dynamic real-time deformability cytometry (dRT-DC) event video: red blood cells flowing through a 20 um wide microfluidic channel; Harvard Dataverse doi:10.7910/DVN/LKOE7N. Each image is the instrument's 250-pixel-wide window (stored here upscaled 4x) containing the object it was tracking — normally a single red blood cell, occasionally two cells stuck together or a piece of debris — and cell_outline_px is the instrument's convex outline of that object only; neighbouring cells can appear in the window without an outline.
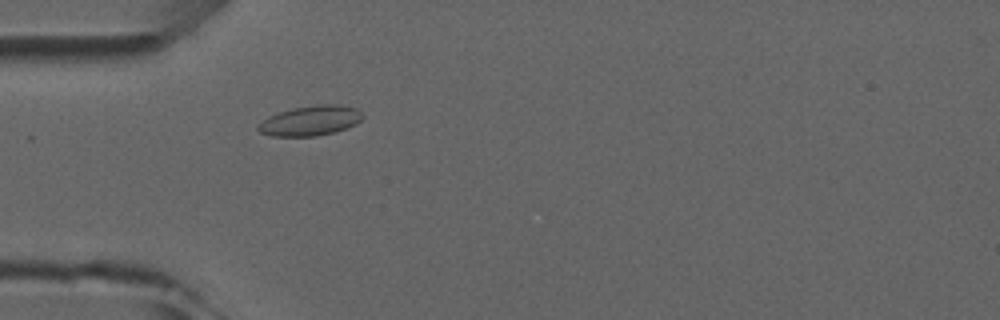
{"species": "common noctule bat (a hibernating species)", "species_latin": "Nyctalus noctula", "temperature_condition": "room temperature", "stored_images_in_passage": 4, "camera_frame_rate_fps": 3000, "um_per_image_px": 0.085, "animal": {"sex": "male", "forearm_length_mm": 52.5}, "frame": {"image": 1, "passage_image": 4, "time_ms": 3.667, "image_size_px": [1000, 320], "cell_outline_px": [[364, 116], [356, 124], [332, 132], [316, 136], [272, 136], [260, 132], [256, 128], [268, 116], [292, 108], [316, 104], [340, 104], [356, 108]], "centroid_in_image_um": [26.39, 10.24], "position_along_channel_um": 58.6, "area_um2": 18.09}}